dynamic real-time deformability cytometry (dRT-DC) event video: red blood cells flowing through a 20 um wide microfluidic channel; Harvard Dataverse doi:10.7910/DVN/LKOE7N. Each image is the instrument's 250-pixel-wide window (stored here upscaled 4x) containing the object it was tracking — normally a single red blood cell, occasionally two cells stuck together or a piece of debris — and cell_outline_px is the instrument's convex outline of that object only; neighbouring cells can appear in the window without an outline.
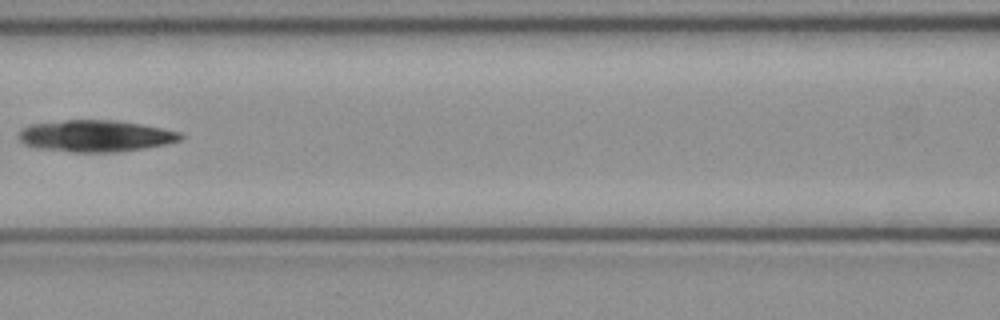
{"species": "common noctule bat (a hibernating species)", "species_latin": "Nyctalus noctula", "temperature_condition": "cold", "stored_images_in_passage": 8, "camera_frame_rate_fps": 3000, "um_per_image_px": 0.085, "animal": {"sex": "female", "body_mass_g": 21.9}, "frame": {"image": 1, "passage_image": 7, "time_ms": 2.0, "image_size_px": [1000, 320], "cell_outline_px": [[184, 136], [180, 140], [164, 144], [144, 148], [116, 152], [72, 152], [36, 148], [24, 144], [16, 136], [20, 128], [28, 124], [64, 120], [116, 120], [140, 124], [180, 132]], "centroid_in_image_um": [8.04, 11.55], "position_along_channel_um": 158.6, "area_um2": 30.0}}
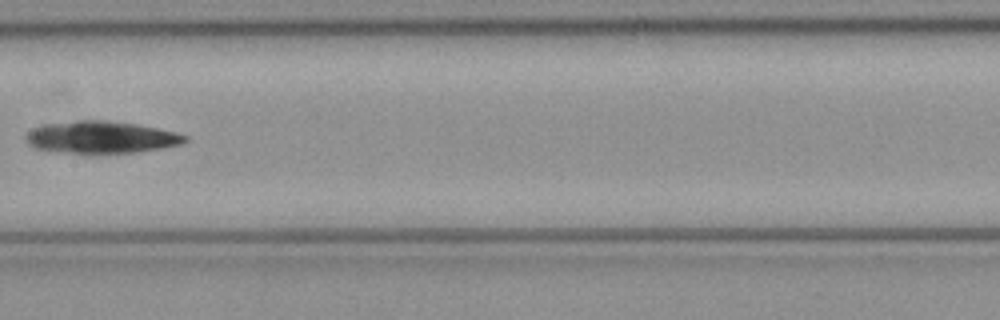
{"frame": {"image": 2, "passage_image": 8, "time_ms": 2.333, "image_size_px": [1000, 320], "cell_outline_px": [[188, 140], [184, 144], [164, 148], [136, 152], [92, 156], [88, 156], [56, 152], [36, 148], [28, 144], [24, 136], [32, 128], [40, 124], [80, 120], [108, 120], [136, 124], [176, 132], [188, 136]], "centroid_in_image_um": [8.57, 11.7], "position_along_channel_um": 198.8, "area_um2": 31.04}}